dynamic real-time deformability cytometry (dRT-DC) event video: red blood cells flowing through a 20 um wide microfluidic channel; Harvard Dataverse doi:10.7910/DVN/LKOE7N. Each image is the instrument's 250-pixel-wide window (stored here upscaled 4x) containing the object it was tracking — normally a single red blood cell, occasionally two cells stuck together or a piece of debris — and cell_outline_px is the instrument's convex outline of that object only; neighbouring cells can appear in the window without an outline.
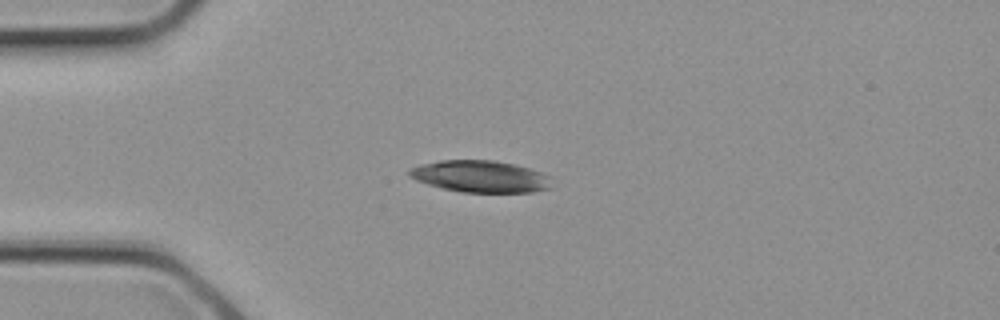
{"species": "common noctule bat (a hibernating species)", "species_latin": "Nyctalus noctula", "temperature_condition": "cold", "stored_images_in_passage": 1, "camera_frame_rate_fps": 3000, "um_per_image_px": 0.085, "animal": {"sex": "female", "body_mass_g": 21.9}, "frame": {"image": 1, "passage_image": 1, "time_ms": 0.0, "image_size_px": [1000, 320], "cell_outline_px": [[552, 188], [532, 192], [464, 192], [444, 188], [428, 184], [416, 180], [408, 176], [408, 168], [420, 164], [440, 160], [492, 160], [512, 164], [528, 168], [540, 172], [548, 176]], "centroid_in_image_um": [40.79, 14.99], "position_along_channel_um": 44.2, "area_um2": 26.24}}